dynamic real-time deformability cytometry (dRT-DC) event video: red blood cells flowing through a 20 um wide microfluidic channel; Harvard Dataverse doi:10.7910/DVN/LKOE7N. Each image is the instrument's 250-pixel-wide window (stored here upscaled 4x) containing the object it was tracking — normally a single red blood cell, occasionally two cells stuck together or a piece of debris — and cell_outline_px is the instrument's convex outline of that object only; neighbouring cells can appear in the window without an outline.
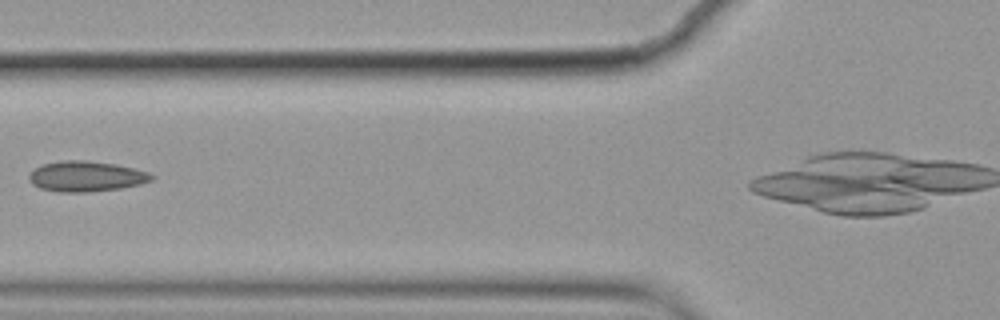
{"species": "common noctule bat (a hibernating species)", "species_latin": "Nyctalus noctula", "temperature_condition": "cold", "stored_images_in_passage": 4, "camera_frame_rate_fps": 3000, "um_per_image_px": 0.085, "animal": {"sex": "female", "body_mass_g": 19.9}, "frame": {"image": 1, "passage_image": 2, "time_ms": 0.333, "image_size_px": [1000, 320], "cell_outline_px": [[156, 176], [152, 180], [140, 184], [120, 188], [88, 192], [56, 192], [40, 188], [32, 184], [28, 176], [40, 164], [64, 160], [88, 160], [116, 164], [148, 172]], "centroid_in_image_um": [7.32, 14.99], "position_along_channel_um": 118.5, "area_um2": 21.79}}
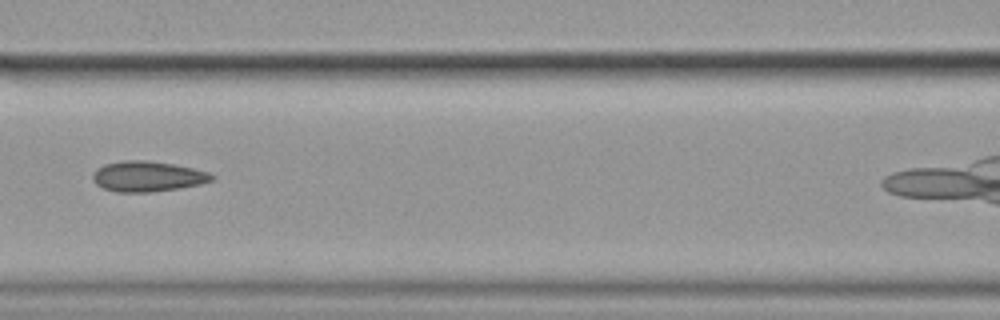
{"frame": {"image": 2, "passage_image": 3, "time_ms": 0.667, "image_size_px": [1000, 320], "cell_outline_px": [[216, 180], [200, 184], [180, 188], [152, 192], [116, 192], [104, 188], [96, 184], [92, 180], [92, 172], [96, 168], [104, 164], [124, 160], [144, 160], [172, 164], [192, 168], [208, 172], [216, 176]], "centroid_in_image_um": [12.54, 15.0], "position_along_channel_um": 154.1, "area_um2": 21.27}}